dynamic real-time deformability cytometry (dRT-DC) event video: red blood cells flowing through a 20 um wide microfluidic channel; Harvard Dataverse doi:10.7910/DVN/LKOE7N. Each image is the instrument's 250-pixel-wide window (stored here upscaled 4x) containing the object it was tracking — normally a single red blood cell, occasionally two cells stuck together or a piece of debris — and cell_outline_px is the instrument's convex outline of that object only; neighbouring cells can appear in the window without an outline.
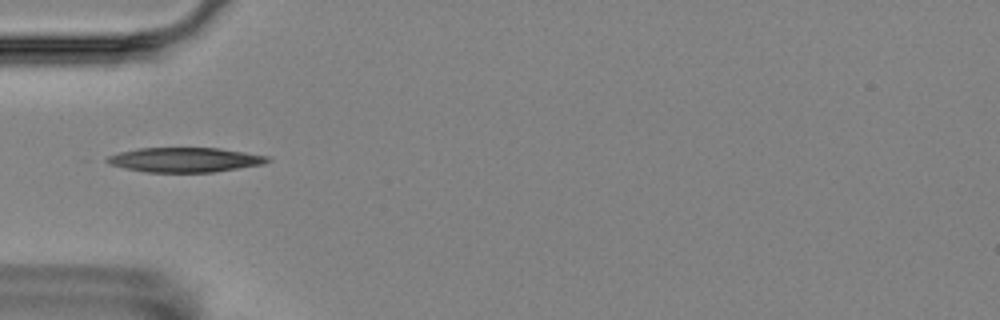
{"species": "Egyptian fruit bat (a non-hibernating species)", "species_latin": "Rousettus aegyptiacus", "temperature_condition": "room temperature", "stored_images_in_passage": 5, "camera_frame_rate_fps": 3000, "um_per_image_px": 0.085, "animal": {"sex": "female"}, "frame": {"image": 1, "passage_image": 3, "time_ms": 3.333, "image_size_px": [1000, 320], "cell_outline_px": [[272, 160], [264, 164], [212, 172], [148, 172], [124, 168], [112, 164], [104, 160], [108, 156], [120, 152], [136, 148], [220, 148], [268, 156]], "centroid_in_image_um": [15.73, 13.58], "position_along_channel_um": 69.3, "area_um2": 22.89}}
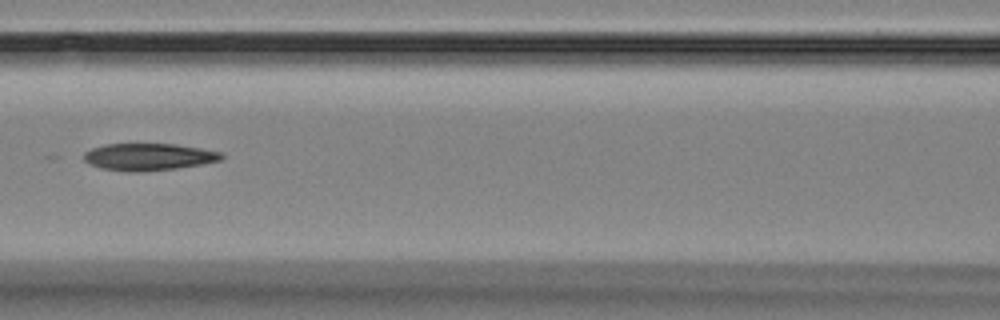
{"frame": {"image": 2, "passage_image": 5, "time_ms": 5.667, "image_size_px": [1000, 320], "cell_outline_px": [[224, 156], [220, 160], [200, 164], [176, 168], [132, 172], [100, 168], [88, 164], [84, 160], [84, 152], [92, 148], [104, 144], [176, 144], [224, 152]], "centroid_in_image_um": [12.61, 13.32], "position_along_channel_um": 154.0, "area_um2": 21.62}}